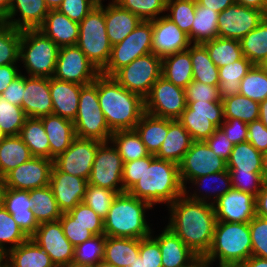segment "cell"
<instances>
[{
    "label": "cell",
    "instance_id": "6da1fadb",
    "mask_svg": "<svg viewBox=\"0 0 267 267\" xmlns=\"http://www.w3.org/2000/svg\"><path fill=\"white\" fill-rule=\"evenodd\" d=\"M205 197L183 194L169 205L172 217L167 227L198 257L210 249L217 222L213 203H207Z\"/></svg>",
    "mask_w": 267,
    "mask_h": 267
},
{
    "label": "cell",
    "instance_id": "7a4b0ae2",
    "mask_svg": "<svg viewBox=\"0 0 267 267\" xmlns=\"http://www.w3.org/2000/svg\"><path fill=\"white\" fill-rule=\"evenodd\" d=\"M100 108L112 132L133 130L144 110V99L120 85L112 76L97 77Z\"/></svg>",
    "mask_w": 267,
    "mask_h": 267
},
{
    "label": "cell",
    "instance_id": "3957f363",
    "mask_svg": "<svg viewBox=\"0 0 267 267\" xmlns=\"http://www.w3.org/2000/svg\"><path fill=\"white\" fill-rule=\"evenodd\" d=\"M128 193L152 206L161 202L170 205L184 194L179 165L158 159L153 154L143 157L142 176Z\"/></svg>",
    "mask_w": 267,
    "mask_h": 267
},
{
    "label": "cell",
    "instance_id": "277c9868",
    "mask_svg": "<svg viewBox=\"0 0 267 267\" xmlns=\"http://www.w3.org/2000/svg\"><path fill=\"white\" fill-rule=\"evenodd\" d=\"M151 207L147 201L128 192L118 194L103 220L104 235L136 239L149 237L151 229L146 223L144 211Z\"/></svg>",
    "mask_w": 267,
    "mask_h": 267
},
{
    "label": "cell",
    "instance_id": "5b68a950",
    "mask_svg": "<svg viewBox=\"0 0 267 267\" xmlns=\"http://www.w3.org/2000/svg\"><path fill=\"white\" fill-rule=\"evenodd\" d=\"M252 256V243L249 223L217 221L213 240L207 254L203 257L211 264L216 257L219 264L242 265Z\"/></svg>",
    "mask_w": 267,
    "mask_h": 267
},
{
    "label": "cell",
    "instance_id": "8992f818",
    "mask_svg": "<svg viewBox=\"0 0 267 267\" xmlns=\"http://www.w3.org/2000/svg\"><path fill=\"white\" fill-rule=\"evenodd\" d=\"M77 46L100 72L106 67L112 45L106 32L105 9L102 3L96 5L79 23Z\"/></svg>",
    "mask_w": 267,
    "mask_h": 267
},
{
    "label": "cell",
    "instance_id": "52a82bcc",
    "mask_svg": "<svg viewBox=\"0 0 267 267\" xmlns=\"http://www.w3.org/2000/svg\"><path fill=\"white\" fill-rule=\"evenodd\" d=\"M59 49L40 30H22L19 58H22L30 77H53Z\"/></svg>",
    "mask_w": 267,
    "mask_h": 267
},
{
    "label": "cell",
    "instance_id": "ba28073f",
    "mask_svg": "<svg viewBox=\"0 0 267 267\" xmlns=\"http://www.w3.org/2000/svg\"><path fill=\"white\" fill-rule=\"evenodd\" d=\"M75 135L79 138L108 142L113 132L110 130L100 108L97 95V78L80 90L79 107L73 121Z\"/></svg>",
    "mask_w": 267,
    "mask_h": 267
},
{
    "label": "cell",
    "instance_id": "9c48e42d",
    "mask_svg": "<svg viewBox=\"0 0 267 267\" xmlns=\"http://www.w3.org/2000/svg\"><path fill=\"white\" fill-rule=\"evenodd\" d=\"M152 21H141L120 43L113 45L111 56L101 74L113 76L136 58L152 52Z\"/></svg>",
    "mask_w": 267,
    "mask_h": 267
},
{
    "label": "cell",
    "instance_id": "30bf717a",
    "mask_svg": "<svg viewBox=\"0 0 267 267\" xmlns=\"http://www.w3.org/2000/svg\"><path fill=\"white\" fill-rule=\"evenodd\" d=\"M161 73L162 58L151 52L136 58L112 77L124 88L139 94L144 99L153 84L161 77Z\"/></svg>",
    "mask_w": 267,
    "mask_h": 267
},
{
    "label": "cell",
    "instance_id": "8fae6325",
    "mask_svg": "<svg viewBox=\"0 0 267 267\" xmlns=\"http://www.w3.org/2000/svg\"><path fill=\"white\" fill-rule=\"evenodd\" d=\"M186 103V109L178 121L189 132L193 141H205L224 122L222 100L220 102Z\"/></svg>",
    "mask_w": 267,
    "mask_h": 267
},
{
    "label": "cell",
    "instance_id": "7c38bea8",
    "mask_svg": "<svg viewBox=\"0 0 267 267\" xmlns=\"http://www.w3.org/2000/svg\"><path fill=\"white\" fill-rule=\"evenodd\" d=\"M185 89L160 77L144 98V110L153 116L178 120L186 109Z\"/></svg>",
    "mask_w": 267,
    "mask_h": 267
},
{
    "label": "cell",
    "instance_id": "4fadbf2b",
    "mask_svg": "<svg viewBox=\"0 0 267 267\" xmlns=\"http://www.w3.org/2000/svg\"><path fill=\"white\" fill-rule=\"evenodd\" d=\"M227 170V162L216 155L205 141H193L179 164V176L186 193L185 181Z\"/></svg>",
    "mask_w": 267,
    "mask_h": 267
},
{
    "label": "cell",
    "instance_id": "5bb4252c",
    "mask_svg": "<svg viewBox=\"0 0 267 267\" xmlns=\"http://www.w3.org/2000/svg\"><path fill=\"white\" fill-rule=\"evenodd\" d=\"M100 74L77 45L60 47L55 79L84 86L93 83Z\"/></svg>",
    "mask_w": 267,
    "mask_h": 267
},
{
    "label": "cell",
    "instance_id": "9a60e30c",
    "mask_svg": "<svg viewBox=\"0 0 267 267\" xmlns=\"http://www.w3.org/2000/svg\"><path fill=\"white\" fill-rule=\"evenodd\" d=\"M108 142H102L96 152L88 184L124 193L122 175L124 162L116 147H108ZM107 144V145H106ZM120 187L117 188V184Z\"/></svg>",
    "mask_w": 267,
    "mask_h": 267
},
{
    "label": "cell",
    "instance_id": "2e32d148",
    "mask_svg": "<svg viewBox=\"0 0 267 267\" xmlns=\"http://www.w3.org/2000/svg\"><path fill=\"white\" fill-rule=\"evenodd\" d=\"M101 141L75 137L70 147L53 160L61 172L88 180Z\"/></svg>",
    "mask_w": 267,
    "mask_h": 267
},
{
    "label": "cell",
    "instance_id": "e0dca14e",
    "mask_svg": "<svg viewBox=\"0 0 267 267\" xmlns=\"http://www.w3.org/2000/svg\"><path fill=\"white\" fill-rule=\"evenodd\" d=\"M52 168L53 160L33 156L8 172L2 178V185L5 188L24 191L48 186Z\"/></svg>",
    "mask_w": 267,
    "mask_h": 267
},
{
    "label": "cell",
    "instance_id": "ac0fdd59",
    "mask_svg": "<svg viewBox=\"0 0 267 267\" xmlns=\"http://www.w3.org/2000/svg\"><path fill=\"white\" fill-rule=\"evenodd\" d=\"M267 15L255 8L233 4L218 17V37L241 40L255 29Z\"/></svg>",
    "mask_w": 267,
    "mask_h": 267
},
{
    "label": "cell",
    "instance_id": "d6986e66",
    "mask_svg": "<svg viewBox=\"0 0 267 267\" xmlns=\"http://www.w3.org/2000/svg\"><path fill=\"white\" fill-rule=\"evenodd\" d=\"M30 238L47 252L55 267H63L74 261L75 247L65 237L59 220L39 224Z\"/></svg>",
    "mask_w": 267,
    "mask_h": 267
},
{
    "label": "cell",
    "instance_id": "ffe728a7",
    "mask_svg": "<svg viewBox=\"0 0 267 267\" xmlns=\"http://www.w3.org/2000/svg\"><path fill=\"white\" fill-rule=\"evenodd\" d=\"M255 202L254 195L232 187L213 203L216 221L249 223L256 216Z\"/></svg>",
    "mask_w": 267,
    "mask_h": 267
},
{
    "label": "cell",
    "instance_id": "44dd1931",
    "mask_svg": "<svg viewBox=\"0 0 267 267\" xmlns=\"http://www.w3.org/2000/svg\"><path fill=\"white\" fill-rule=\"evenodd\" d=\"M152 21V53L165 57L187 50L191 45L188 35L170 18L161 16Z\"/></svg>",
    "mask_w": 267,
    "mask_h": 267
},
{
    "label": "cell",
    "instance_id": "7402d4cb",
    "mask_svg": "<svg viewBox=\"0 0 267 267\" xmlns=\"http://www.w3.org/2000/svg\"><path fill=\"white\" fill-rule=\"evenodd\" d=\"M87 184L86 179L61 172L53 165L49 186L62 213L70 212L83 202Z\"/></svg>",
    "mask_w": 267,
    "mask_h": 267
},
{
    "label": "cell",
    "instance_id": "603a6c76",
    "mask_svg": "<svg viewBox=\"0 0 267 267\" xmlns=\"http://www.w3.org/2000/svg\"><path fill=\"white\" fill-rule=\"evenodd\" d=\"M0 202L12 215L19 228L30 238L39 224L34 215L29 191L2 187Z\"/></svg>",
    "mask_w": 267,
    "mask_h": 267
},
{
    "label": "cell",
    "instance_id": "cb8c5ba5",
    "mask_svg": "<svg viewBox=\"0 0 267 267\" xmlns=\"http://www.w3.org/2000/svg\"><path fill=\"white\" fill-rule=\"evenodd\" d=\"M22 109L27 117L41 118L53 113L50 78L26 77Z\"/></svg>",
    "mask_w": 267,
    "mask_h": 267
},
{
    "label": "cell",
    "instance_id": "d4e9b609",
    "mask_svg": "<svg viewBox=\"0 0 267 267\" xmlns=\"http://www.w3.org/2000/svg\"><path fill=\"white\" fill-rule=\"evenodd\" d=\"M58 47L77 45L79 39V23L69 19L56 10H49L42 25L38 28Z\"/></svg>",
    "mask_w": 267,
    "mask_h": 267
},
{
    "label": "cell",
    "instance_id": "484cf974",
    "mask_svg": "<svg viewBox=\"0 0 267 267\" xmlns=\"http://www.w3.org/2000/svg\"><path fill=\"white\" fill-rule=\"evenodd\" d=\"M83 85L50 78V95L53 114L74 121L79 107L80 90Z\"/></svg>",
    "mask_w": 267,
    "mask_h": 267
},
{
    "label": "cell",
    "instance_id": "4316f807",
    "mask_svg": "<svg viewBox=\"0 0 267 267\" xmlns=\"http://www.w3.org/2000/svg\"><path fill=\"white\" fill-rule=\"evenodd\" d=\"M18 10L21 12L22 19H14L13 21L12 18ZM48 12L49 9L44 0H11L9 12L4 21L21 31L38 29L44 22Z\"/></svg>",
    "mask_w": 267,
    "mask_h": 267
},
{
    "label": "cell",
    "instance_id": "83f0119b",
    "mask_svg": "<svg viewBox=\"0 0 267 267\" xmlns=\"http://www.w3.org/2000/svg\"><path fill=\"white\" fill-rule=\"evenodd\" d=\"M45 132L49 139L50 160L64 153L76 137L74 123L56 114L41 117Z\"/></svg>",
    "mask_w": 267,
    "mask_h": 267
},
{
    "label": "cell",
    "instance_id": "f1b7e54d",
    "mask_svg": "<svg viewBox=\"0 0 267 267\" xmlns=\"http://www.w3.org/2000/svg\"><path fill=\"white\" fill-rule=\"evenodd\" d=\"M154 239L159 244L162 267H185L197 257L168 227Z\"/></svg>",
    "mask_w": 267,
    "mask_h": 267
},
{
    "label": "cell",
    "instance_id": "f546056e",
    "mask_svg": "<svg viewBox=\"0 0 267 267\" xmlns=\"http://www.w3.org/2000/svg\"><path fill=\"white\" fill-rule=\"evenodd\" d=\"M141 21L138 16L114 1L105 7L106 32L112 46L126 38Z\"/></svg>",
    "mask_w": 267,
    "mask_h": 267
},
{
    "label": "cell",
    "instance_id": "4dcf8cb0",
    "mask_svg": "<svg viewBox=\"0 0 267 267\" xmlns=\"http://www.w3.org/2000/svg\"><path fill=\"white\" fill-rule=\"evenodd\" d=\"M192 143L193 139L184 126L178 120L169 119V130L165 141L154 156L179 165Z\"/></svg>",
    "mask_w": 267,
    "mask_h": 267
},
{
    "label": "cell",
    "instance_id": "1f68e13d",
    "mask_svg": "<svg viewBox=\"0 0 267 267\" xmlns=\"http://www.w3.org/2000/svg\"><path fill=\"white\" fill-rule=\"evenodd\" d=\"M147 151L155 155L165 141L169 130V119L144 112L135 126Z\"/></svg>",
    "mask_w": 267,
    "mask_h": 267
},
{
    "label": "cell",
    "instance_id": "d6a6232c",
    "mask_svg": "<svg viewBox=\"0 0 267 267\" xmlns=\"http://www.w3.org/2000/svg\"><path fill=\"white\" fill-rule=\"evenodd\" d=\"M161 76L185 89L193 81L190 47L187 50L163 57Z\"/></svg>",
    "mask_w": 267,
    "mask_h": 267
},
{
    "label": "cell",
    "instance_id": "836d02e7",
    "mask_svg": "<svg viewBox=\"0 0 267 267\" xmlns=\"http://www.w3.org/2000/svg\"><path fill=\"white\" fill-rule=\"evenodd\" d=\"M139 256V239L105 236L103 261L115 267H128Z\"/></svg>",
    "mask_w": 267,
    "mask_h": 267
},
{
    "label": "cell",
    "instance_id": "e575fe53",
    "mask_svg": "<svg viewBox=\"0 0 267 267\" xmlns=\"http://www.w3.org/2000/svg\"><path fill=\"white\" fill-rule=\"evenodd\" d=\"M7 256L13 267H55L47 252L31 238L16 248L7 250Z\"/></svg>",
    "mask_w": 267,
    "mask_h": 267
},
{
    "label": "cell",
    "instance_id": "d590c367",
    "mask_svg": "<svg viewBox=\"0 0 267 267\" xmlns=\"http://www.w3.org/2000/svg\"><path fill=\"white\" fill-rule=\"evenodd\" d=\"M32 157L19 135L6 136L0 143V178Z\"/></svg>",
    "mask_w": 267,
    "mask_h": 267
},
{
    "label": "cell",
    "instance_id": "8d00e7d4",
    "mask_svg": "<svg viewBox=\"0 0 267 267\" xmlns=\"http://www.w3.org/2000/svg\"><path fill=\"white\" fill-rule=\"evenodd\" d=\"M19 136L32 156L50 159L49 139L41 118L27 117Z\"/></svg>",
    "mask_w": 267,
    "mask_h": 267
},
{
    "label": "cell",
    "instance_id": "74e56055",
    "mask_svg": "<svg viewBox=\"0 0 267 267\" xmlns=\"http://www.w3.org/2000/svg\"><path fill=\"white\" fill-rule=\"evenodd\" d=\"M219 14L217 11L200 6L196 2L195 17L190 31V42L203 44L217 38Z\"/></svg>",
    "mask_w": 267,
    "mask_h": 267
},
{
    "label": "cell",
    "instance_id": "f35d334b",
    "mask_svg": "<svg viewBox=\"0 0 267 267\" xmlns=\"http://www.w3.org/2000/svg\"><path fill=\"white\" fill-rule=\"evenodd\" d=\"M263 153L259 152L249 141L234 145L227 160L228 171L261 172Z\"/></svg>",
    "mask_w": 267,
    "mask_h": 267
},
{
    "label": "cell",
    "instance_id": "ab89813d",
    "mask_svg": "<svg viewBox=\"0 0 267 267\" xmlns=\"http://www.w3.org/2000/svg\"><path fill=\"white\" fill-rule=\"evenodd\" d=\"M29 196L38 224L58 221L62 216L52 188L49 185L30 190Z\"/></svg>",
    "mask_w": 267,
    "mask_h": 267
},
{
    "label": "cell",
    "instance_id": "60d3db41",
    "mask_svg": "<svg viewBox=\"0 0 267 267\" xmlns=\"http://www.w3.org/2000/svg\"><path fill=\"white\" fill-rule=\"evenodd\" d=\"M202 45L218 68L233 64L244 57L240 40L217 37Z\"/></svg>",
    "mask_w": 267,
    "mask_h": 267
},
{
    "label": "cell",
    "instance_id": "b9f144b4",
    "mask_svg": "<svg viewBox=\"0 0 267 267\" xmlns=\"http://www.w3.org/2000/svg\"><path fill=\"white\" fill-rule=\"evenodd\" d=\"M190 58L194 81L219 86V68L210 59L207 49L202 44H193L190 47Z\"/></svg>",
    "mask_w": 267,
    "mask_h": 267
},
{
    "label": "cell",
    "instance_id": "7bdbcfd3",
    "mask_svg": "<svg viewBox=\"0 0 267 267\" xmlns=\"http://www.w3.org/2000/svg\"><path fill=\"white\" fill-rule=\"evenodd\" d=\"M253 64L244 56L242 59L219 68L220 98L230 97L239 93L240 82Z\"/></svg>",
    "mask_w": 267,
    "mask_h": 267
},
{
    "label": "cell",
    "instance_id": "ee69618b",
    "mask_svg": "<svg viewBox=\"0 0 267 267\" xmlns=\"http://www.w3.org/2000/svg\"><path fill=\"white\" fill-rule=\"evenodd\" d=\"M110 141L113 145L115 144L124 163L150 154L135 129L115 131L111 135Z\"/></svg>",
    "mask_w": 267,
    "mask_h": 267
},
{
    "label": "cell",
    "instance_id": "f6af8a7d",
    "mask_svg": "<svg viewBox=\"0 0 267 267\" xmlns=\"http://www.w3.org/2000/svg\"><path fill=\"white\" fill-rule=\"evenodd\" d=\"M243 55L253 64L260 65L267 57V16L240 40Z\"/></svg>",
    "mask_w": 267,
    "mask_h": 267
},
{
    "label": "cell",
    "instance_id": "bcb514c9",
    "mask_svg": "<svg viewBox=\"0 0 267 267\" xmlns=\"http://www.w3.org/2000/svg\"><path fill=\"white\" fill-rule=\"evenodd\" d=\"M224 119H240L246 123L259 120V102L237 94L222 99Z\"/></svg>",
    "mask_w": 267,
    "mask_h": 267
},
{
    "label": "cell",
    "instance_id": "7dc6e473",
    "mask_svg": "<svg viewBox=\"0 0 267 267\" xmlns=\"http://www.w3.org/2000/svg\"><path fill=\"white\" fill-rule=\"evenodd\" d=\"M22 31L3 21L0 24V66L15 65L20 56Z\"/></svg>",
    "mask_w": 267,
    "mask_h": 267
},
{
    "label": "cell",
    "instance_id": "c3c4849f",
    "mask_svg": "<svg viewBox=\"0 0 267 267\" xmlns=\"http://www.w3.org/2000/svg\"><path fill=\"white\" fill-rule=\"evenodd\" d=\"M239 94L259 103L267 99V73L259 65H253L241 80Z\"/></svg>",
    "mask_w": 267,
    "mask_h": 267
},
{
    "label": "cell",
    "instance_id": "681fc988",
    "mask_svg": "<svg viewBox=\"0 0 267 267\" xmlns=\"http://www.w3.org/2000/svg\"><path fill=\"white\" fill-rule=\"evenodd\" d=\"M26 118L22 107L9 103L0 95V126L6 136L19 135Z\"/></svg>",
    "mask_w": 267,
    "mask_h": 267
},
{
    "label": "cell",
    "instance_id": "f907efd6",
    "mask_svg": "<svg viewBox=\"0 0 267 267\" xmlns=\"http://www.w3.org/2000/svg\"><path fill=\"white\" fill-rule=\"evenodd\" d=\"M196 0H167L166 10L171 11L170 18L190 40L191 26L195 17Z\"/></svg>",
    "mask_w": 267,
    "mask_h": 267
},
{
    "label": "cell",
    "instance_id": "816d5d0a",
    "mask_svg": "<svg viewBox=\"0 0 267 267\" xmlns=\"http://www.w3.org/2000/svg\"><path fill=\"white\" fill-rule=\"evenodd\" d=\"M118 194L107 188L87 184L83 202L104 220Z\"/></svg>",
    "mask_w": 267,
    "mask_h": 267
},
{
    "label": "cell",
    "instance_id": "f5cc1de1",
    "mask_svg": "<svg viewBox=\"0 0 267 267\" xmlns=\"http://www.w3.org/2000/svg\"><path fill=\"white\" fill-rule=\"evenodd\" d=\"M116 3L143 21L157 19V15L167 11V0H117Z\"/></svg>",
    "mask_w": 267,
    "mask_h": 267
},
{
    "label": "cell",
    "instance_id": "db71d44e",
    "mask_svg": "<svg viewBox=\"0 0 267 267\" xmlns=\"http://www.w3.org/2000/svg\"><path fill=\"white\" fill-rule=\"evenodd\" d=\"M28 237L19 228L12 215L0 202V249L5 250V243H13L10 249L16 248L25 242ZM4 244V245H3Z\"/></svg>",
    "mask_w": 267,
    "mask_h": 267
},
{
    "label": "cell",
    "instance_id": "11a10c76",
    "mask_svg": "<svg viewBox=\"0 0 267 267\" xmlns=\"http://www.w3.org/2000/svg\"><path fill=\"white\" fill-rule=\"evenodd\" d=\"M105 235L93 236L74 249V262L95 265L103 261Z\"/></svg>",
    "mask_w": 267,
    "mask_h": 267
},
{
    "label": "cell",
    "instance_id": "9f6ffc18",
    "mask_svg": "<svg viewBox=\"0 0 267 267\" xmlns=\"http://www.w3.org/2000/svg\"><path fill=\"white\" fill-rule=\"evenodd\" d=\"M76 222L87 227V229L94 235H104L103 219L96 214L84 202L77 204L70 212H67Z\"/></svg>",
    "mask_w": 267,
    "mask_h": 267
},
{
    "label": "cell",
    "instance_id": "6f0895ef",
    "mask_svg": "<svg viewBox=\"0 0 267 267\" xmlns=\"http://www.w3.org/2000/svg\"><path fill=\"white\" fill-rule=\"evenodd\" d=\"M252 255L267 259V219L255 216L249 222Z\"/></svg>",
    "mask_w": 267,
    "mask_h": 267
},
{
    "label": "cell",
    "instance_id": "680465c9",
    "mask_svg": "<svg viewBox=\"0 0 267 267\" xmlns=\"http://www.w3.org/2000/svg\"><path fill=\"white\" fill-rule=\"evenodd\" d=\"M229 174L233 188L255 197L258 195L264 182L262 172L229 171Z\"/></svg>",
    "mask_w": 267,
    "mask_h": 267
},
{
    "label": "cell",
    "instance_id": "91938a15",
    "mask_svg": "<svg viewBox=\"0 0 267 267\" xmlns=\"http://www.w3.org/2000/svg\"><path fill=\"white\" fill-rule=\"evenodd\" d=\"M186 102H220L219 86L192 81L185 88Z\"/></svg>",
    "mask_w": 267,
    "mask_h": 267
},
{
    "label": "cell",
    "instance_id": "94428289",
    "mask_svg": "<svg viewBox=\"0 0 267 267\" xmlns=\"http://www.w3.org/2000/svg\"><path fill=\"white\" fill-rule=\"evenodd\" d=\"M59 221L63 227L65 237L74 247L94 236L87 227L76 222L68 213H62Z\"/></svg>",
    "mask_w": 267,
    "mask_h": 267
},
{
    "label": "cell",
    "instance_id": "6125c7cd",
    "mask_svg": "<svg viewBox=\"0 0 267 267\" xmlns=\"http://www.w3.org/2000/svg\"><path fill=\"white\" fill-rule=\"evenodd\" d=\"M96 5L94 0H63L57 10L80 23Z\"/></svg>",
    "mask_w": 267,
    "mask_h": 267
},
{
    "label": "cell",
    "instance_id": "be15d7a7",
    "mask_svg": "<svg viewBox=\"0 0 267 267\" xmlns=\"http://www.w3.org/2000/svg\"><path fill=\"white\" fill-rule=\"evenodd\" d=\"M139 256L144 267H162V257L158 242L149 237L139 239Z\"/></svg>",
    "mask_w": 267,
    "mask_h": 267
},
{
    "label": "cell",
    "instance_id": "e7e4bbea",
    "mask_svg": "<svg viewBox=\"0 0 267 267\" xmlns=\"http://www.w3.org/2000/svg\"><path fill=\"white\" fill-rule=\"evenodd\" d=\"M219 128L233 145L245 142L248 139V123L240 119H224Z\"/></svg>",
    "mask_w": 267,
    "mask_h": 267
},
{
    "label": "cell",
    "instance_id": "03108f58",
    "mask_svg": "<svg viewBox=\"0 0 267 267\" xmlns=\"http://www.w3.org/2000/svg\"><path fill=\"white\" fill-rule=\"evenodd\" d=\"M205 143L213 150V152L226 162L230 158L234 145L227 139L225 133L220 128L205 140Z\"/></svg>",
    "mask_w": 267,
    "mask_h": 267
},
{
    "label": "cell",
    "instance_id": "003e7915",
    "mask_svg": "<svg viewBox=\"0 0 267 267\" xmlns=\"http://www.w3.org/2000/svg\"><path fill=\"white\" fill-rule=\"evenodd\" d=\"M143 173V158L125 162L123 166V189L128 192L141 178Z\"/></svg>",
    "mask_w": 267,
    "mask_h": 267
},
{
    "label": "cell",
    "instance_id": "a7ac6f4b",
    "mask_svg": "<svg viewBox=\"0 0 267 267\" xmlns=\"http://www.w3.org/2000/svg\"><path fill=\"white\" fill-rule=\"evenodd\" d=\"M259 152H267V129L260 120L248 123V139Z\"/></svg>",
    "mask_w": 267,
    "mask_h": 267
},
{
    "label": "cell",
    "instance_id": "89a4df30",
    "mask_svg": "<svg viewBox=\"0 0 267 267\" xmlns=\"http://www.w3.org/2000/svg\"><path fill=\"white\" fill-rule=\"evenodd\" d=\"M25 92V76L19 75L1 94L9 103L22 107Z\"/></svg>",
    "mask_w": 267,
    "mask_h": 267
},
{
    "label": "cell",
    "instance_id": "2644e50d",
    "mask_svg": "<svg viewBox=\"0 0 267 267\" xmlns=\"http://www.w3.org/2000/svg\"><path fill=\"white\" fill-rule=\"evenodd\" d=\"M210 178L211 179H214L215 178L214 180L220 179L221 185H224L221 190L217 188L218 189V191H217L218 193L214 196L215 197L214 198L215 199L214 201H216L217 199H219L221 196H223L225 193H227L232 188V185H231V177H230V174H229V171L228 170L221 171V172L214 173V174H208V175H205V176L196 178V179H192L190 181H192L191 183H194L195 182L194 183L195 185L196 184L200 185V184H202V181L204 182L206 179H210ZM203 185H206V183H203ZM217 189H214V190H217Z\"/></svg>",
    "mask_w": 267,
    "mask_h": 267
},
{
    "label": "cell",
    "instance_id": "8c879c8a",
    "mask_svg": "<svg viewBox=\"0 0 267 267\" xmlns=\"http://www.w3.org/2000/svg\"><path fill=\"white\" fill-rule=\"evenodd\" d=\"M19 75L20 73L14 65L0 66V95Z\"/></svg>",
    "mask_w": 267,
    "mask_h": 267
},
{
    "label": "cell",
    "instance_id": "753ad0ef",
    "mask_svg": "<svg viewBox=\"0 0 267 267\" xmlns=\"http://www.w3.org/2000/svg\"><path fill=\"white\" fill-rule=\"evenodd\" d=\"M256 215L267 219V181H264L256 196Z\"/></svg>",
    "mask_w": 267,
    "mask_h": 267
},
{
    "label": "cell",
    "instance_id": "34e18365",
    "mask_svg": "<svg viewBox=\"0 0 267 267\" xmlns=\"http://www.w3.org/2000/svg\"><path fill=\"white\" fill-rule=\"evenodd\" d=\"M200 6H205L210 10L221 13L227 7L235 4V0H196Z\"/></svg>",
    "mask_w": 267,
    "mask_h": 267
},
{
    "label": "cell",
    "instance_id": "11e5206c",
    "mask_svg": "<svg viewBox=\"0 0 267 267\" xmlns=\"http://www.w3.org/2000/svg\"><path fill=\"white\" fill-rule=\"evenodd\" d=\"M235 3L258 9L267 15V0H235Z\"/></svg>",
    "mask_w": 267,
    "mask_h": 267
},
{
    "label": "cell",
    "instance_id": "2a66077c",
    "mask_svg": "<svg viewBox=\"0 0 267 267\" xmlns=\"http://www.w3.org/2000/svg\"><path fill=\"white\" fill-rule=\"evenodd\" d=\"M243 267H267V259L257 256H250L243 264Z\"/></svg>",
    "mask_w": 267,
    "mask_h": 267
},
{
    "label": "cell",
    "instance_id": "b9fcfbb0",
    "mask_svg": "<svg viewBox=\"0 0 267 267\" xmlns=\"http://www.w3.org/2000/svg\"><path fill=\"white\" fill-rule=\"evenodd\" d=\"M259 106H260L259 120L263 123V125L267 129V99L260 102Z\"/></svg>",
    "mask_w": 267,
    "mask_h": 267
},
{
    "label": "cell",
    "instance_id": "09005b40",
    "mask_svg": "<svg viewBox=\"0 0 267 267\" xmlns=\"http://www.w3.org/2000/svg\"><path fill=\"white\" fill-rule=\"evenodd\" d=\"M11 0H0V16L5 19L9 12Z\"/></svg>",
    "mask_w": 267,
    "mask_h": 267
},
{
    "label": "cell",
    "instance_id": "979ff035",
    "mask_svg": "<svg viewBox=\"0 0 267 267\" xmlns=\"http://www.w3.org/2000/svg\"><path fill=\"white\" fill-rule=\"evenodd\" d=\"M44 2L49 10H56L63 0H44Z\"/></svg>",
    "mask_w": 267,
    "mask_h": 267
},
{
    "label": "cell",
    "instance_id": "deb4b68c",
    "mask_svg": "<svg viewBox=\"0 0 267 267\" xmlns=\"http://www.w3.org/2000/svg\"><path fill=\"white\" fill-rule=\"evenodd\" d=\"M262 178L264 181H267V152L263 153L262 156Z\"/></svg>",
    "mask_w": 267,
    "mask_h": 267
},
{
    "label": "cell",
    "instance_id": "67dfc351",
    "mask_svg": "<svg viewBox=\"0 0 267 267\" xmlns=\"http://www.w3.org/2000/svg\"><path fill=\"white\" fill-rule=\"evenodd\" d=\"M185 267H206V262L203 257H196L189 265Z\"/></svg>",
    "mask_w": 267,
    "mask_h": 267
},
{
    "label": "cell",
    "instance_id": "b62a3aed",
    "mask_svg": "<svg viewBox=\"0 0 267 267\" xmlns=\"http://www.w3.org/2000/svg\"><path fill=\"white\" fill-rule=\"evenodd\" d=\"M128 267H144L143 265V259H141L140 256L135 258L134 262L130 264Z\"/></svg>",
    "mask_w": 267,
    "mask_h": 267
},
{
    "label": "cell",
    "instance_id": "603ad722",
    "mask_svg": "<svg viewBox=\"0 0 267 267\" xmlns=\"http://www.w3.org/2000/svg\"><path fill=\"white\" fill-rule=\"evenodd\" d=\"M63 267H93V266L89 264H80L73 261Z\"/></svg>",
    "mask_w": 267,
    "mask_h": 267
},
{
    "label": "cell",
    "instance_id": "5803f987",
    "mask_svg": "<svg viewBox=\"0 0 267 267\" xmlns=\"http://www.w3.org/2000/svg\"><path fill=\"white\" fill-rule=\"evenodd\" d=\"M6 257H7V252L5 250L0 249V267H5L6 262L3 263L2 261L6 259Z\"/></svg>",
    "mask_w": 267,
    "mask_h": 267
}]
</instances>
